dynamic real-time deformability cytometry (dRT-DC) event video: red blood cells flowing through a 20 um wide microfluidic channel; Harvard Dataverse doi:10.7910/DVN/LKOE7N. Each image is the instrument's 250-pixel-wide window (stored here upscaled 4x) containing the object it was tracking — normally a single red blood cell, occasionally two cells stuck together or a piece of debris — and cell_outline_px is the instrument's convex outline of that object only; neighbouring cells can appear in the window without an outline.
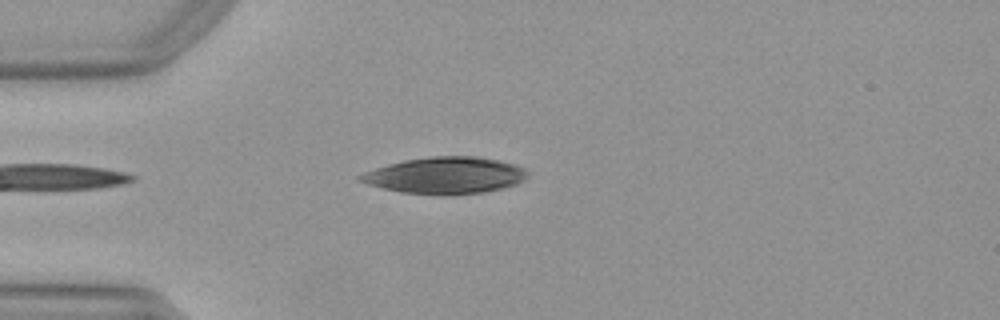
{"species": "Egyptian fruit bat (a non-hibernating species)", "species_latin": "Rousettus aegyptiacus", "temperature_condition": "warm", "stored_images_in_passage": 38, "camera_frame_rate_fps": 3000, "um_per_image_px": 0.085, "animal": {"sex": "female"}, "frame": {"image": 1, "passage_image": 2, "time_ms": 0.333, "image_size_px": [1000, 320], "cell_outline_px": [[528, 176], [516, 184], [484, 192], [400, 192], [368, 184], [356, 180], [356, 176], [364, 172], [388, 164], [404, 160], [432, 156], [476, 156], [496, 160], [512, 164], [524, 168], [528, 172]], "centroid_in_image_um": [37.81, 14.86], "position_along_channel_um": 47.2, "area_um2": 34.51}}